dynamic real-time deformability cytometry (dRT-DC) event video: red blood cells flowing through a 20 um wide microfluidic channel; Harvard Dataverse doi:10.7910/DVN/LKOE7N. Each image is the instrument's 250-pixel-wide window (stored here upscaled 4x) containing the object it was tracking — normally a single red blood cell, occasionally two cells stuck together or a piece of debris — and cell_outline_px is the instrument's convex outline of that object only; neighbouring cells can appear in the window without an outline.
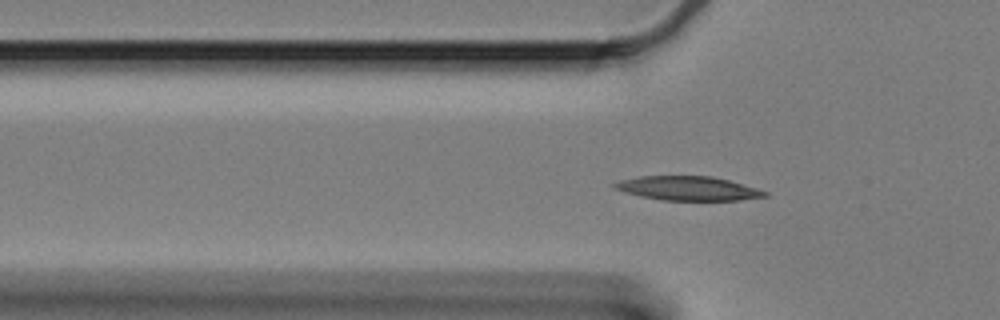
{"species": "Egyptian fruit bat (a non-hibernating species)", "species_latin": "Rousettus aegyptiacus", "temperature_condition": "cold", "stored_images_in_passage": 60, "camera_frame_rate_fps": 3000, "um_per_image_px": 0.085, "animal": {"sex": "female"}, "frame": {"image": 1, "passage_image": 18, "time_ms": 5.667, "image_size_px": [1000, 320], "cell_outline_px": [[768, 196], [740, 200], [660, 200], [640, 196], [624, 192], [612, 188], [612, 184], [620, 180], [640, 176], [712, 176], [728, 180], [756, 188], [768, 192]], "centroid_in_image_um": [58.45, 16.01], "position_along_channel_um": 67.4, "area_um2": 21.1}}
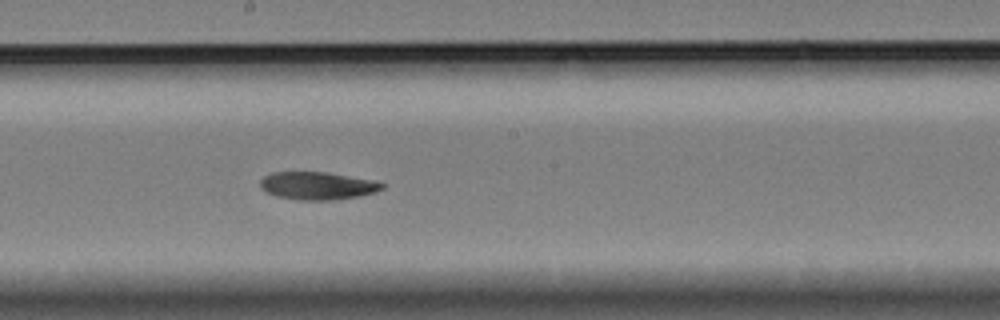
{"frame": {"image": 2, "passage_image": 32, "time_ms": 10.333, "image_size_px": [1000, 320], "cell_outline_px": [[384, 188], [376, 192], [360, 196], [336, 200], [300, 200], [276, 196], [264, 192], [260, 188], [260, 180], [264, 176], [272, 172], [328, 172], [372, 180], [384, 184]], "centroid_in_image_um": [26.96, 15.79], "position_along_channel_um": 221.2, "area_um2": 19.88}}
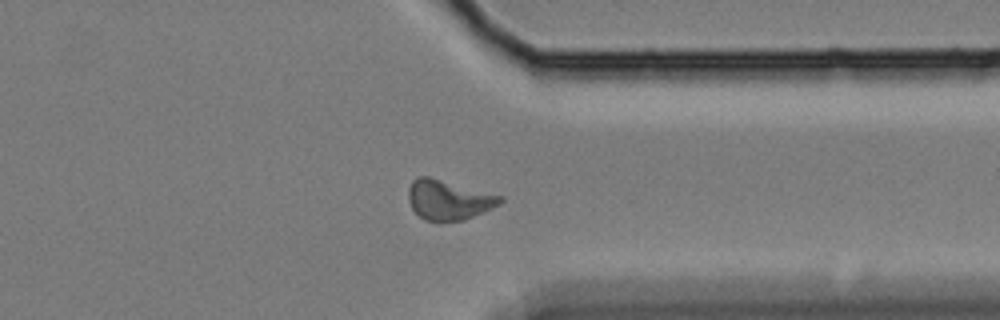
{"frame": {"image": 3, "passage_image": 46, "time_ms": 15.0, "image_size_px": [1000, 320], "cell_outline_px": [[504, 200], [500, 204], [484, 212], [464, 220], [440, 224], [424, 220], [412, 208], [408, 200], [408, 188], [412, 180], [416, 176], [428, 176], [504, 196]], "centroid_in_image_um": [38.12, 17.01], "position_along_channel_um": 373.3, "area_um2": 21.85}, "authors_computed_cell_mechanics": {"area_um2": 20.4901, "velocity_mm_per_s": 3.2943, "shape_relaxation_time_tau1_ms": 4.3948, "shape_relaxation_time_tau2_ms": null, "deformation_change_tau1": 0.1245, "deformation_change_tau2": null}}